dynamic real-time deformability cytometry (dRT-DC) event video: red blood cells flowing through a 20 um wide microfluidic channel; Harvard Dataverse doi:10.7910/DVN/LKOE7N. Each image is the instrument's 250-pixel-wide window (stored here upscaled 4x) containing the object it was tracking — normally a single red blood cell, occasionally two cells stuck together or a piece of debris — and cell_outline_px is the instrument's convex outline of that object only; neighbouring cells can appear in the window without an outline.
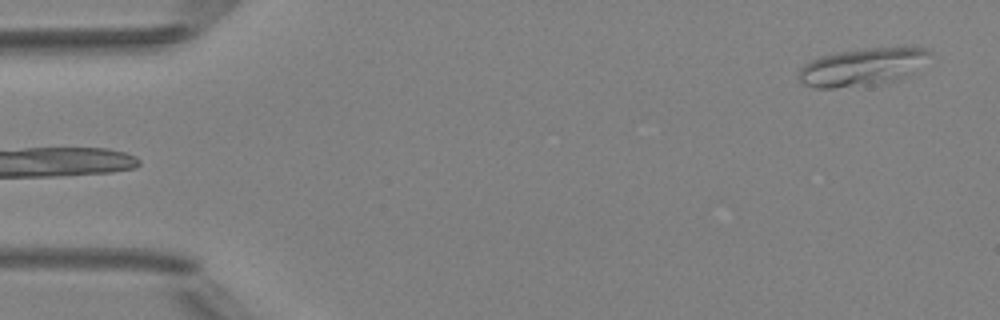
{"species": "Egyptian fruit bat (a non-hibernating species)", "species_latin": "Rousettus aegyptiacus", "temperature_condition": "room temperature", "stored_images_in_passage": 5, "segment_of_instrument_passage": [2, 2], "camera_frame_rate_fps": 3000, "um_per_image_px": 0.085, "animal": {"sex": "female"}, "frame": {"image": 1, "passage_image": 5, "time_ms": 4.333, "image_size_px": [1000, 320], "cell_outline_px": [[932, 52], [912, 76], [900, 80], [872, 84], [832, 88], [816, 88], [804, 84], [796, 76], [800, 68], [804, 64], [820, 56], [840, 52], [864, 48], [904, 44], [908, 44], [924, 48]], "centroid_in_image_um": [73.39, 5.65], "position_along_channel_um": 11.6, "area_um2": 29.54}}